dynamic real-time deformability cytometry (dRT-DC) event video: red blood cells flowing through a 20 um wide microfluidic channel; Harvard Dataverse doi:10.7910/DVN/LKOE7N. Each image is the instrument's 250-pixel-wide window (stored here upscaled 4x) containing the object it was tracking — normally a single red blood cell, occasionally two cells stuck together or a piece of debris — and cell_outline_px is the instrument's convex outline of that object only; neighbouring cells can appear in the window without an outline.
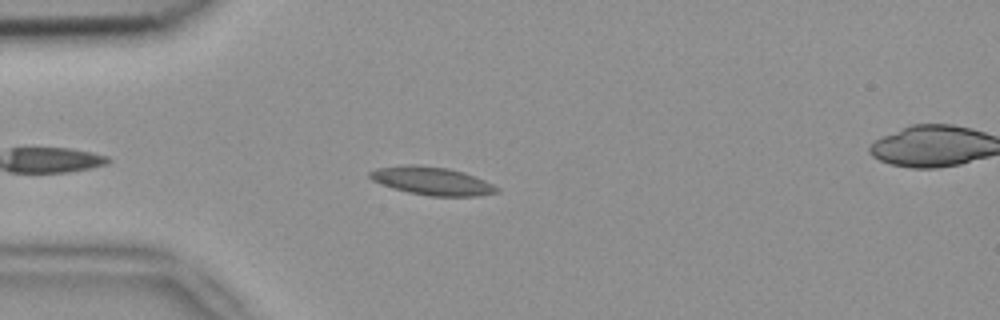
{"species": "common noctule bat (a hibernating species)", "species_latin": "Nyctalus noctula", "temperature_condition": "room temperature", "stored_images_in_passage": 4, "camera_frame_rate_fps": 3000, "um_per_image_px": 0.085, "animal": {"sex": "female", "body_mass_g": 18.4}, "frame": {"image": 1, "passage_image": 2, "time_ms": 0.333, "image_size_px": [1000, 320], "cell_outline_px": [[500, 192], [476, 196], [428, 196], [408, 192], [392, 188], [372, 180], [368, 176], [368, 172], [376, 168], [408, 164], [416, 164], [448, 168], [464, 172], [484, 180], [500, 188]], "centroid_in_image_um": [36.71, 15.38], "position_along_channel_um": 48.3, "area_um2": 20.92}}